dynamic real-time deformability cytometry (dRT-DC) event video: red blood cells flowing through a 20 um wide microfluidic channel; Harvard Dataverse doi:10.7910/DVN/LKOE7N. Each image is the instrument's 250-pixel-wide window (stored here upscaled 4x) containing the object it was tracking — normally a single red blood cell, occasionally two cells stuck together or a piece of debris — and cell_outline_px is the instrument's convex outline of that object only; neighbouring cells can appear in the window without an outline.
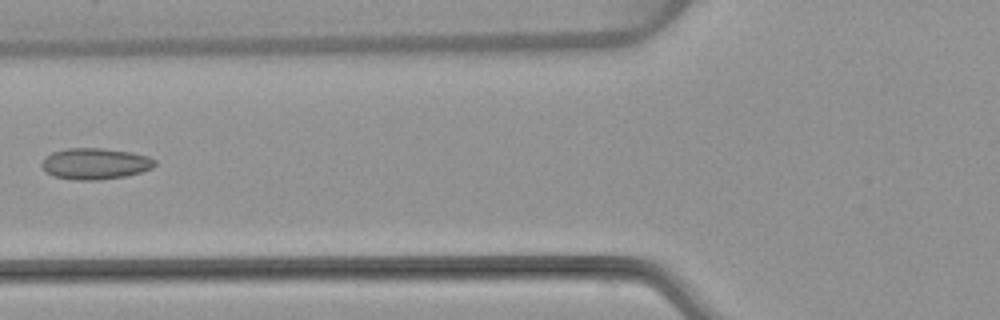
{"species": "common noctule bat (a hibernating species)", "species_latin": "Nyctalus noctula", "temperature_condition": "warm", "stored_images_in_passage": 4, "camera_frame_rate_fps": 3000, "um_per_image_px": 0.085, "animal": {"sex": "female", "body_mass_g": 22.7, "forearm_length_mm": 54.2}, "frame": {"image": 1, "passage_image": 4, "time_ms": 4.333, "image_size_px": [1000, 320], "cell_outline_px": [[156, 164], [152, 168], [140, 172], [124, 176], [100, 180], [72, 180], [52, 176], [40, 164], [44, 156], [52, 152], [68, 148], [100, 148], [132, 152], [148, 156], [156, 160]], "centroid_in_image_um": [8.07, 13.91], "position_along_channel_um": 117.7, "area_um2": 20.69}}